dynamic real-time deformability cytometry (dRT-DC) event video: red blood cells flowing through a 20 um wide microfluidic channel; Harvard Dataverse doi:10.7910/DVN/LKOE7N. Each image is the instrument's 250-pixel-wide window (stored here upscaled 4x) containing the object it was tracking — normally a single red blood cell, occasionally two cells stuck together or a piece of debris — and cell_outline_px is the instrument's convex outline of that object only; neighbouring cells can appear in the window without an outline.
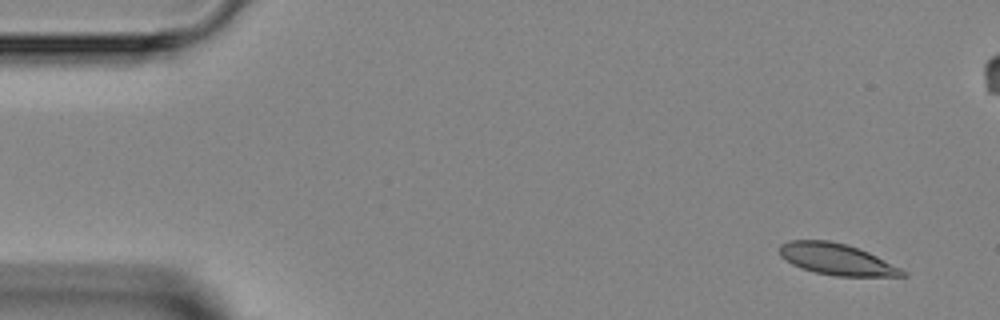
{"species": "Egyptian fruit bat (a non-hibernating species)", "species_latin": "Rousettus aegyptiacus", "temperature_condition": "room temperature", "stored_images_in_passage": 5, "camera_frame_rate_fps": 3000, "um_per_image_px": 0.085, "animal": {"sex": "female"}, "frame": {"image": 1, "passage_image": 1, "time_ms": 0.0, "image_size_px": [1000, 320], "cell_outline_px": [[908, 276], [836, 276], [816, 272], [800, 268], [792, 264], [780, 256], [780, 244], [788, 240], [828, 240], [848, 244], [868, 252], [908, 272]], "centroid_in_image_um": [71.1, 22.03], "position_along_channel_um": 13.9, "area_um2": 22.43}}
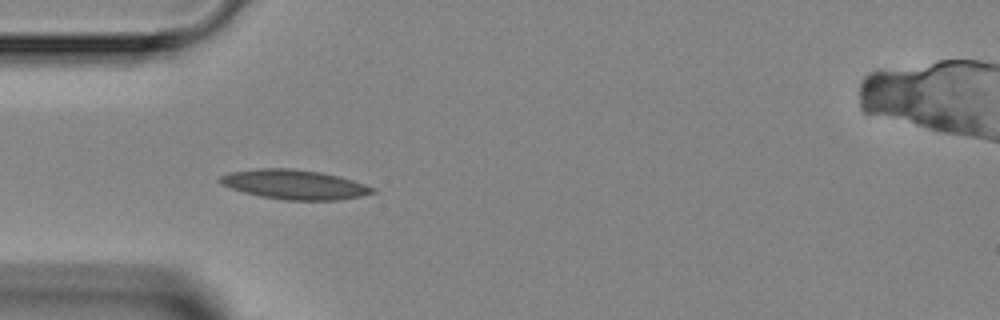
{"frame": {"image": 2, "passage_image": 4, "time_ms": 3.667, "image_size_px": [1000, 320], "cell_outline_px": [[376, 192], [360, 196], [336, 200], [284, 200], [260, 196], [244, 192], [220, 184], [216, 180], [220, 176], [228, 172], [260, 168], [292, 168], [320, 172], [340, 176], [376, 188]], "centroid_in_image_um": [25.0, 15.67], "position_along_channel_um": 60.0, "area_um2": 26.3}}
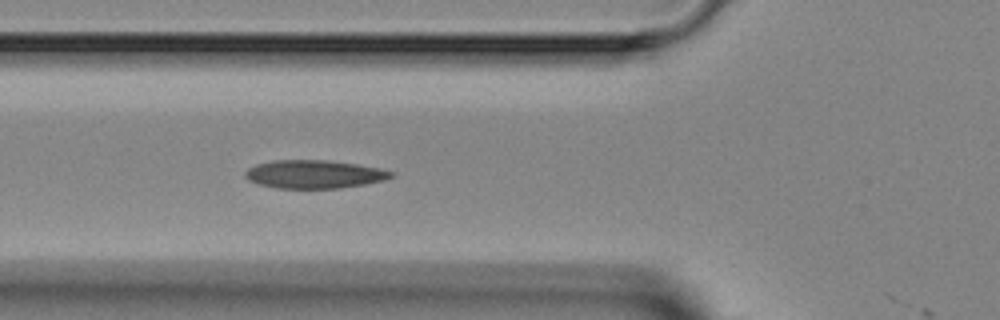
{"frame": {"image": 3, "passage_image": 5, "time_ms": 4.667, "image_size_px": [1000, 320], "cell_outline_px": [[396, 176], [384, 180], [364, 184], [340, 188], [276, 188], [260, 184], [248, 180], [244, 176], [244, 172], [248, 168], [256, 164], [272, 160], [328, 160], [356, 164], [380, 168], [396, 172]], "centroid_in_image_um": [26.72, 14.8], "position_along_channel_um": 99.1, "area_um2": 24.16}}